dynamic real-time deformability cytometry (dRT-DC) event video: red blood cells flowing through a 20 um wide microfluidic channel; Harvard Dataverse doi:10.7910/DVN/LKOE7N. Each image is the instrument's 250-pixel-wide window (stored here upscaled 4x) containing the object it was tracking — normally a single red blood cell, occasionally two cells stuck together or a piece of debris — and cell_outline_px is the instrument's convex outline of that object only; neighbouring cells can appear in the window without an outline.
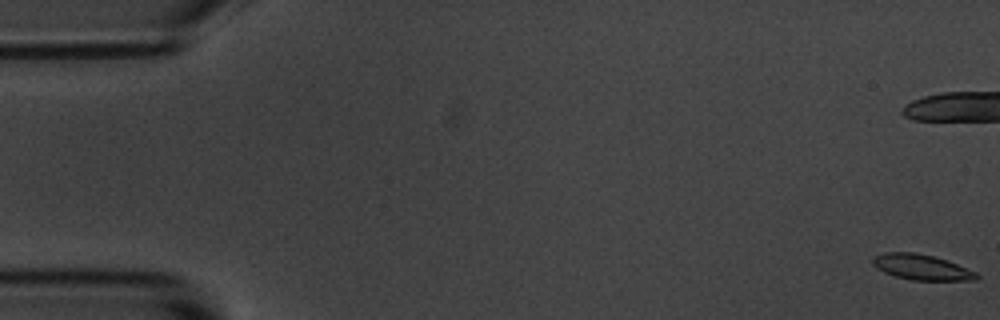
{"species": "common noctule bat (a hibernating species)", "species_latin": "Nyctalus noctula", "temperature_condition": "room temperature", "stored_images_in_passage": 16, "camera_frame_rate_fps": 3000, "um_per_image_px": 0.085, "animal": {"sex": "male", "body_mass_g": 20.1, "forearm_length_mm": 53.5}, "frame": {"image": 1, "passage_image": 1, "time_ms": 0.0, "image_size_px": [1000, 320], "cell_outline_px": [[980, 276], [976, 280], [912, 280], [896, 276], [884, 272], [876, 268], [872, 264], [872, 256], [884, 252], [916, 252], [948, 260], [976, 272]], "centroid_in_image_um": [78.31, 22.7], "position_along_channel_um": 6.7, "area_um2": 15.49}, "authors_computed_cell_mechanics": {"area_um2": 15.8661, "velocity_mm_per_s": 3.6773, "shape_relaxation_time_tau1_ms": 2.5888, "shape_relaxation_time_tau2_ms": null, "deformation_change_tau1": 0.0865, "deformation_change_tau2": null}}